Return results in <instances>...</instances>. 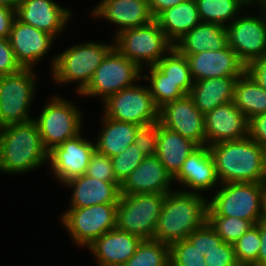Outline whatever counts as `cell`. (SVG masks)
Returning <instances> with one entry per match:
<instances>
[{"label": "cell", "mask_w": 266, "mask_h": 266, "mask_svg": "<svg viewBox=\"0 0 266 266\" xmlns=\"http://www.w3.org/2000/svg\"><path fill=\"white\" fill-rule=\"evenodd\" d=\"M208 147L221 184L266 183V149L249 136Z\"/></svg>", "instance_id": "cell-1"}, {"label": "cell", "mask_w": 266, "mask_h": 266, "mask_svg": "<svg viewBox=\"0 0 266 266\" xmlns=\"http://www.w3.org/2000/svg\"><path fill=\"white\" fill-rule=\"evenodd\" d=\"M175 190L166 194L154 232L155 240L169 246L207 222L208 196Z\"/></svg>", "instance_id": "cell-2"}, {"label": "cell", "mask_w": 266, "mask_h": 266, "mask_svg": "<svg viewBox=\"0 0 266 266\" xmlns=\"http://www.w3.org/2000/svg\"><path fill=\"white\" fill-rule=\"evenodd\" d=\"M48 155L34 120L0 128V172L25 174L48 163Z\"/></svg>", "instance_id": "cell-3"}, {"label": "cell", "mask_w": 266, "mask_h": 266, "mask_svg": "<svg viewBox=\"0 0 266 266\" xmlns=\"http://www.w3.org/2000/svg\"><path fill=\"white\" fill-rule=\"evenodd\" d=\"M208 198L207 216L237 217L258 224L266 216V183L220 184Z\"/></svg>", "instance_id": "cell-4"}, {"label": "cell", "mask_w": 266, "mask_h": 266, "mask_svg": "<svg viewBox=\"0 0 266 266\" xmlns=\"http://www.w3.org/2000/svg\"><path fill=\"white\" fill-rule=\"evenodd\" d=\"M114 43L83 42L67 48L50 59L52 80L57 84L78 82L76 94L90 83L96 69L101 65Z\"/></svg>", "instance_id": "cell-5"}, {"label": "cell", "mask_w": 266, "mask_h": 266, "mask_svg": "<svg viewBox=\"0 0 266 266\" xmlns=\"http://www.w3.org/2000/svg\"><path fill=\"white\" fill-rule=\"evenodd\" d=\"M36 122L44 147L49 152L82 131L83 114L72 100L55 95L47 101Z\"/></svg>", "instance_id": "cell-6"}, {"label": "cell", "mask_w": 266, "mask_h": 266, "mask_svg": "<svg viewBox=\"0 0 266 266\" xmlns=\"http://www.w3.org/2000/svg\"><path fill=\"white\" fill-rule=\"evenodd\" d=\"M114 39V47L141 69L144 65H156L174 46L166 38L156 20L124 30L116 34Z\"/></svg>", "instance_id": "cell-7"}, {"label": "cell", "mask_w": 266, "mask_h": 266, "mask_svg": "<svg viewBox=\"0 0 266 266\" xmlns=\"http://www.w3.org/2000/svg\"><path fill=\"white\" fill-rule=\"evenodd\" d=\"M166 194H120L116 228L142 239H154V232Z\"/></svg>", "instance_id": "cell-8"}, {"label": "cell", "mask_w": 266, "mask_h": 266, "mask_svg": "<svg viewBox=\"0 0 266 266\" xmlns=\"http://www.w3.org/2000/svg\"><path fill=\"white\" fill-rule=\"evenodd\" d=\"M34 70L0 76V128L34 119L30 114L37 88Z\"/></svg>", "instance_id": "cell-9"}, {"label": "cell", "mask_w": 266, "mask_h": 266, "mask_svg": "<svg viewBox=\"0 0 266 266\" xmlns=\"http://www.w3.org/2000/svg\"><path fill=\"white\" fill-rule=\"evenodd\" d=\"M143 71L144 69L113 47L96 69L88 86L79 95L99 96L103 102L110 95L135 85L137 80L142 79Z\"/></svg>", "instance_id": "cell-10"}, {"label": "cell", "mask_w": 266, "mask_h": 266, "mask_svg": "<svg viewBox=\"0 0 266 266\" xmlns=\"http://www.w3.org/2000/svg\"><path fill=\"white\" fill-rule=\"evenodd\" d=\"M117 204H97L69 208L61 215V223L72 242L87 248L104 233L116 228Z\"/></svg>", "instance_id": "cell-11"}, {"label": "cell", "mask_w": 266, "mask_h": 266, "mask_svg": "<svg viewBox=\"0 0 266 266\" xmlns=\"http://www.w3.org/2000/svg\"><path fill=\"white\" fill-rule=\"evenodd\" d=\"M102 103V113L111 119L139 126L159 120V108L155 105L147 85L135 84L110 95Z\"/></svg>", "instance_id": "cell-12"}, {"label": "cell", "mask_w": 266, "mask_h": 266, "mask_svg": "<svg viewBox=\"0 0 266 266\" xmlns=\"http://www.w3.org/2000/svg\"><path fill=\"white\" fill-rule=\"evenodd\" d=\"M256 4L260 15L240 14L226 27L228 45L245 65L266 55V4L262 0Z\"/></svg>", "instance_id": "cell-13"}, {"label": "cell", "mask_w": 266, "mask_h": 266, "mask_svg": "<svg viewBox=\"0 0 266 266\" xmlns=\"http://www.w3.org/2000/svg\"><path fill=\"white\" fill-rule=\"evenodd\" d=\"M81 134L49 151V170L62 185L86 173L87 166L96 150L95 143Z\"/></svg>", "instance_id": "cell-14"}, {"label": "cell", "mask_w": 266, "mask_h": 266, "mask_svg": "<svg viewBox=\"0 0 266 266\" xmlns=\"http://www.w3.org/2000/svg\"><path fill=\"white\" fill-rule=\"evenodd\" d=\"M160 125L181 134L198 146L206 145L205 114L195 105L189 94L159 108Z\"/></svg>", "instance_id": "cell-15"}, {"label": "cell", "mask_w": 266, "mask_h": 266, "mask_svg": "<svg viewBox=\"0 0 266 266\" xmlns=\"http://www.w3.org/2000/svg\"><path fill=\"white\" fill-rule=\"evenodd\" d=\"M8 39L16 60L23 69H34L37 62L45 58L56 40L51 34L25 24L17 18L12 24Z\"/></svg>", "instance_id": "cell-16"}, {"label": "cell", "mask_w": 266, "mask_h": 266, "mask_svg": "<svg viewBox=\"0 0 266 266\" xmlns=\"http://www.w3.org/2000/svg\"><path fill=\"white\" fill-rule=\"evenodd\" d=\"M185 56L194 82L216 77H240L246 70V65L228 44L221 50H207Z\"/></svg>", "instance_id": "cell-17"}, {"label": "cell", "mask_w": 266, "mask_h": 266, "mask_svg": "<svg viewBox=\"0 0 266 266\" xmlns=\"http://www.w3.org/2000/svg\"><path fill=\"white\" fill-rule=\"evenodd\" d=\"M176 182L184 188L179 187L178 190L201 195L204 191L217 188V184H221L207 145L199 146L186 158L179 172L173 177V183Z\"/></svg>", "instance_id": "cell-18"}, {"label": "cell", "mask_w": 266, "mask_h": 266, "mask_svg": "<svg viewBox=\"0 0 266 266\" xmlns=\"http://www.w3.org/2000/svg\"><path fill=\"white\" fill-rule=\"evenodd\" d=\"M90 12L93 18L105 19L117 25L116 33L146 25L153 17L148 0H101Z\"/></svg>", "instance_id": "cell-19"}, {"label": "cell", "mask_w": 266, "mask_h": 266, "mask_svg": "<svg viewBox=\"0 0 266 266\" xmlns=\"http://www.w3.org/2000/svg\"><path fill=\"white\" fill-rule=\"evenodd\" d=\"M248 126L249 120L234 102L220 105L205 114L206 145L246 138Z\"/></svg>", "instance_id": "cell-20"}, {"label": "cell", "mask_w": 266, "mask_h": 266, "mask_svg": "<svg viewBox=\"0 0 266 266\" xmlns=\"http://www.w3.org/2000/svg\"><path fill=\"white\" fill-rule=\"evenodd\" d=\"M71 12L53 0H22L16 18L58 38L70 21Z\"/></svg>", "instance_id": "cell-21"}, {"label": "cell", "mask_w": 266, "mask_h": 266, "mask_svg": "<svg viewBox=\"0 0 266 266\" xmlns=\"http://www.w3.org/2000/svg\"><path fill=\"white\" fill-rule=\"evenodd\" d=\"M173 177L166 171L159 158L144 157L120 186V194H167L173 191Z\"/></svg>", "instance_id": "cell-22"}, {"label": "cell", "mask_w": 266, "mask_h": 266, "mask_svg": "<svg viewBox=\"0 0 266 266\" xmlns=\"http://www.w3.org/2000/svg\"><path fill=\"white\" fill-rule=\"evenodd\" d=\"M142 238L114 228L96 239L86 249L98 266H123L136 252Z\"/></svg>", "instance_id": "cell-23"}, {"label": "cell", "mask_w": 266, "mask_h": 266, "mask_svg": "<svg viewBox=\"0 0 266 266\" xmlns=\"http://www.w3.org/2000/svg\"><path fill=\"white\" fill-rule=\"evenodd\" d=\"M63 186L73 189L69 208L118 204L120 197L119 182H105L85 174L68 180Z\"/></svg>", "instance_id": "cell-24"}, {"label": "cell", "mask_w": 266, "mask_h": 266, "mask_svg": "<svg viewBox=\"0 0 266 266\" xmlns=\"http://www.w3.org/2000/svg\"><path fill=\"white\" fill-rule=\"evenodd\" d=\"M198 147L193 141L160 125L158 121L156 156L172 177L179 172L186 158Z\"/></svg>", "instance_id": "cell-25"}, {"label": "cell", "mask_w": 266, "mask_h": 266, "mask_svg": "<svg viewBox=\"0 0 266 266\" xmlns=\"http://www.w3.org/2000/svg\"><path fill=\"white\" fill-rule=\"evenodd\" d=\"M238 78L216 77L195 81L189 95L196 107L203 114H206L220 105L233 102Z\"/></svg>", "instance_id": "cell-26"}, {"label": "cell", "mask_w": 266, "mask_h": 266, "mask_svg": "<svg viewBox=\"0 0 266 266\" xmlns=\"http://www.w3.org/2000/svg\"><path fill=\"white\" fill-rule=\"evenodd\" d=\"M227 44L225 26L200 22L181 37L174 47L183 55H193L207 50H221Z\"/></svg>", "instance_id": "cell-27"}, {"label": "cell", "mask_w": 266, "mask_h": 266, "mask_svg": "<svg viewBox=\"0 0 266 266\" xmlns=\"http://www.w3.org/2000/svg\"><path fill=\"white\" fill-rule=\"evenodd\" d=\"M155 20L173 45L201 22L195 0H187L168 8Z\"/></svg>", "instance_id": "cell-28"}, {"label": "cell", "mask_w": 266, "mask_h": 266, "mask_svg": "<svg viewBox=\"0 0 266 266\" xmlns=\"http://www.w3.org/2000/svg\"><path fill=\"white\" fill-rule=\"evenodd\" d=\"M101 117V123L104 125L100 129V133L97 134L95 146L98 152L111 158L120 154L134 143L135 136L140 126L111 119L104 114Z\"/></svg>", "instance_id": "cell-29"}, {"label": "cell", "mask_w": 266, "mask_h": 266, "mask_svg": "<svg viewBox=\"0 0 266 266\" xmlns=\"http://www.w3.org/2000/svg\"><path fill=\"white\" fill-rule=\"evenodd\" d=\"M201 22L227 27L246 7L256 6V0H195Z\"/></svg>", "instance_id": "cell-30"}, {"label": "cell", "mask_w": 266, "mask_h": 266, "mask_svg": "<svg viewBox=\"0 0 266 266\" xmlns=\"http://www.w3.org/2000/svg\"><path fill=\"white\" fill-rule=\"evenodd\" d=\"M233 102L250 120L256 115L266 113V90L244 73L236 82Z\"/></svg>", "instance_id": "cell-31"}, {"label": "cell", "mask_w": 266, "mask_h": 266, "mask_svg": "<svg viewBox=\"0 0 266 266\" xmlns=\"http://www.w3.org/2000/svg\"><path fill=\"white\" fill-rule=\"evenodd\" d=\"M155 66L167 76V79L177 83L186 94L190 93L194 80L188 60L174 46Z\"/></svg>", "instance_id": "cell-32"}, {"label": "cell", "mask_w": 266, "mask_h": 266, "mask_svg": "<svg viewBox=\"0 0 266 266\" xmlns=\"http://www.w3.org/2000/svg\"><path fill=\"white\" fill-rule=\"evenodd\" d=\"M147 69H149L148 75L144 73L142 79L150 83L148 84L150 94L158 108L186 95L177 83L167 79V76L155 65L148 66Z\"/></svg>", "instance_id": "cell-33"}, {"label": "cell", "mask_w": 266, "mask_h": 266, "mask_svg": "<svg viewBox=\"0 0 266 266\" xmlns=\"http://www.w3.org/2000/svg\"><path fill=\"white\" fill-rule=\"evenodd\" d=\"M123 266H170V246L155 239H143Z\"/></svg>", "instance_id": "cell-34"}, {"label": "cell", "mask_w": 266, "mask_h": 266, "mask_svg": "<svg viewBox=\"0 0 266 266\" xmlns=\"http://www.w3.org/2000/svg\"><path fill=\"white\" fill-rule=\"evenodd\" d=\"M233 246L240 266H258V254L261 247L260 222L235 241Z\"/></svg>", "instance_id": "cell-35"}, {"label": "cell", "mask_w": 266, "mask_h": 266, "mask_svg": "<svg viewBox=\"0 0 266 266\" xmlns=\"http://www.w3.org/2000/svg\"><path fill=\"white\" fill-rule=\"evenodd\" d=\"M207 222L223 242L231 244L255 225L249 220L227 216H207Z\"/></svg>", "instance_id": "cell-36"}, {"label": "cell", "mask_w": 266, "mask_h": 266, "mask_svg": "<svg viewBox=\"0 0 266 266\" xmlns=\"http://www.w3.org/2000/svg\"><path fill=\"white\" fill-rule=\"evenodd\" d=\"M170 266H206L204 254L188 239L170 246Z\"/></svg>", "instance_id": "cell-37"}, {"label": "cell", "mask_w": 266, "mask_h": 266, "mask_svg": "<svg viewBox=\"0 0 266 266\" xmlns=\"http://www.w3.org/2000/svg\"><path fill=\"white\" fill-rule=\"evenodd\" d=\"M144 155L132 143L123 152L111 157L116 180L122 184L131 172L143 161Z\"/></svg>", "instance_id": "cell-38"}, {"label": "cell", "mask_w": 266, "mask_h": 266, "mask_svg": "<svg viewBox=\"0 0 266 266\" xmlns=\"http://www.w3.org/2000/svg\"><path fill=\"white\" fill-rule=\"evenodd\" d=\"M85 175L105 182H118L113 171L111 158L97 150L91 157Z\"/></svg>", "instance_id": "cell-39"}, {"label": "cell", "mask_w": 266, "mask_h": 266, "mask_svg": "<svg viewBox=\"0 0 266 266\" xmlns=\"http://www.w3.org/2000/svg\"><path fill=\"white\" fill-rule=\"evenodd\" d=\"M187 239L204 255L223 243V240L216 234L208 222L201 228L193 231Z\"/></svg>", "instance_id": "cell-40"}, {"label": "cell", "mask_w": 266, "mask_h": 266, "mask_svg": "<svg viewBox=\"0 0 266 266\" xmlns=\"http://www.w3.org/2000/svg\"><path fill=\"white\" fill-rule=\"evenodd\" d=\"M158 140V121L140 126L134 139L137 149L145 156L156 155Z\"/></svg>", "instance_id": "cell-41"}, {"label": "cell", "mask_w": 266, "mask_h": 266, "mask_svg": "<svg viewBox=\"0 0 266 266\" xmlns=\"http://www.w3.org/2000/svg\"><path fill=\"white\" fill-rule=\"evenodd\" d=\"M206 266H240L236 259L234 246L223 242L204 255Z\"/></svg>", "instance_id": "cell-42"}, {"label": "cell", "mask_w": 266, "mask_h": 266, "mask_svg": "<svg viewBox=\"0 0 266 266\" xmlns=\"http://www.w3.org/2000/svg\"><path fill=\"white\" fill-rule=\"evenodd\" d=\"M23 68L17 62L8 38H0V76L11 75Z\"/></svg>", "instance_id": "cell-43"}, {"label": "cell", "mask_w": 266, "mask_h": 266, "mask_svg": "<svg viewBox=\"0 0 266 266\" xmlns=\"http://www.w3.org/2000/svg\"><path fill=\"white\" fill-rule=\"evenodd\" d=\"M248 136L266 149V113L256 115L249 120Z\"/></svg>", "instance_id": "cell-44"}, {"label": "cell", "mask_w": 266, "mask_h": 266, "mask_svg": "<svg viewBox=\"0 0 266 266\" xmlns=\"http://www.w3.org/2000/svg\"><path fill=\"white\" fill-rule=\"evenodd\" d=\"M247 73L260 87L266 90V55L255 58L246 65Z\"/></svg>", "instance_id": "cell-45"}, {"label": "cell", "mask_w": 266, "mask_h": 266, "mask_svg": "<svg viewBox=\"0 0 266 266\" xmlns=\"http://www.w3.org/2000/svg\"><path fill=\"white\" fill-rule=\"evenodd\" d=\"M16 11L0 5V38H9Z\"/></svg>", "instance_id": "cell-46"}, {"label": "cell", "mask_w": 266, "mask_h": 266, "mask_svg": "<svg viewBox=\"0 0 266 266\" xmlns=\"http://www.w3.org/2000/svg\"><path fill=\"white\" fill-rule=\"evenodd\" d=\"M187 0H148L151 13L156 18L164 10Z\"/></svg>", "instance_id": "cell-47"}, {"label": "cell", "mask_w": 266, "mask_h": 266, "mask_svg": "<svg viewBox=\"0 0 266 266\" xmlns=\"http://www.w3.org/2000/svg\"><path fill=\"white\" fill-rule=\"evenodd\" d=\"M261 247L258 254V266H266V219L260 221Z\"/></svg>", "instance_id": "cell-48"}, {"label": "cell", "mask_w": 266, "mask_h": 266, "mask_svg": "<svg viewBox=\"0 0 266 266\" xmlns=\"http://www.w3.org/2000/svg\"><path fill=\"white\" fill-rule=\"evenodd\" d=\"M21 1L22 0H0V5L16 11L17 7L21 4Z\"/></svg>", "instance_id": "cell-49"}]
</instances>
